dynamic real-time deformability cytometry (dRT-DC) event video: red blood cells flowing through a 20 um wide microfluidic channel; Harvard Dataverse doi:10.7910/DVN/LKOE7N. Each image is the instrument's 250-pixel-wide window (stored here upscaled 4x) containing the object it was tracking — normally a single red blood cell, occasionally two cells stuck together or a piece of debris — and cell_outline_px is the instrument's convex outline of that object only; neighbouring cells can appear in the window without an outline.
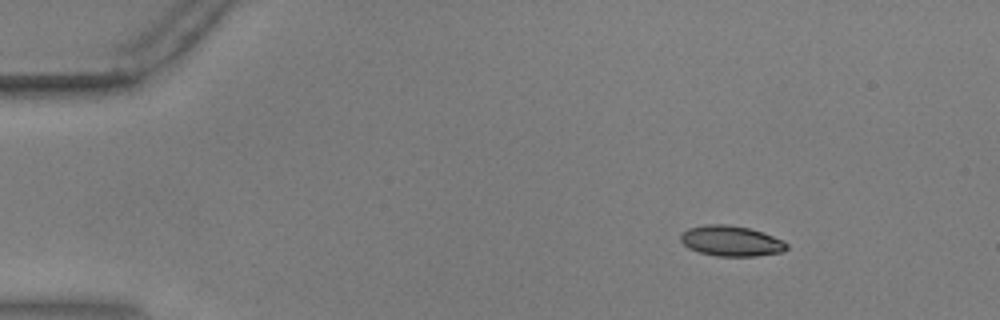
{"species": "common noctule bat (a hibernating species)", "species_latin": "Nyctalus noctula", "temperature_condition": "warm", "stored_images_in_passage": 56, "camera_frame_rate_fps": 3000, "um_per_image_px": 0.085, "animal": {"sex": "male", "body_mass_g": 17.9, "forearm_length_mm": 54.2}, "frame": {"image": 1, "passage_image": 8, "time_ms": 2.333, "image_size_px": [1000, 320], "cell_outline_px": [[788, 248], [780, 252], [756, 256], [716, 256], [700, 252], [688, 248], [680, 240], [680, 232], [688, 228], [704, 224], [728, 224], [748, 228], [764, 232], [784, 240], [788, 244]], "centroid_in_image_um": [62.13, 20.47], "position_along_channel_um": 22.9, "area_um2": 19.02}}
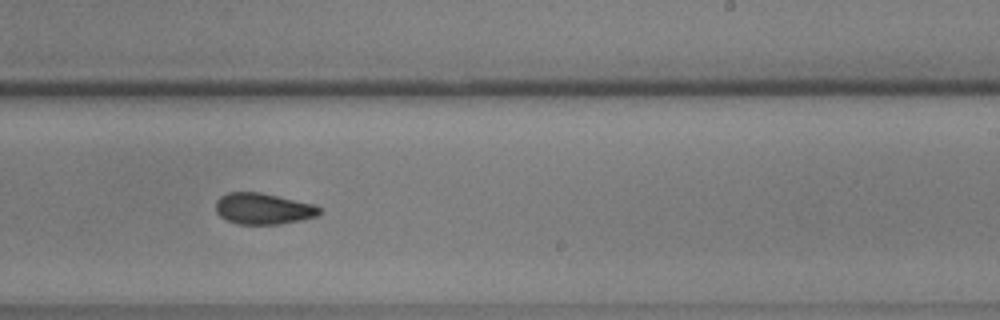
{"frame": {"image": 2, "passage_image": 35, "time_ms": 11.333, "image_size_px": [1000, 320], "cell_outline_px": [[320, 212], [316, 216], [300, 220], [280, 224], [236, 224], [220, 216], [216, 212], [216, 200], [220, 196], [228, 192], [260, 192], [316, 204], [320, 208]], "centroid_in_image_um": [22.36, 17.73], "position_along_channel_um": 266.6, "area_um2": 18.9}}
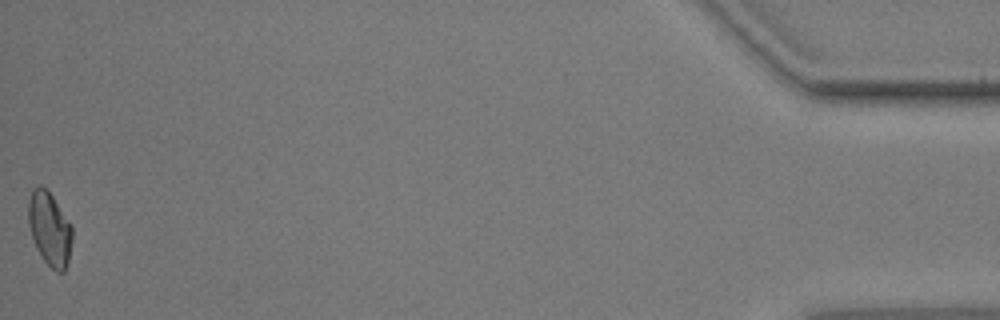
{"frame": {"image": 3, "passage_image": 56, "time_ms": 18.333, "image_size_px": [1000, 320], "cell_outline_px": [[72, 240], [68, 260], [64, 272], [56, 272], [44, 260], [36, 248], [28, 224], [28, 200], [32, 188], [40, 184], [48, 188], [72, 228]], "centroid_in_image_um": [4.19, 19.41], "position_along_channel_um": 431.0, "area_um2": 18.84}, "authors_computed_cell_mechanics": {"area_um2": 19.074, "velocity_mm_per_s": 3.642, "shape_relaxation_time_tau1_ms": 10.4442, "shape_relaxation_time_tau2_ms": 3.7881, "deformation_change_tau1": 0.1976, "deformation_change_tau2": 0.0915}}